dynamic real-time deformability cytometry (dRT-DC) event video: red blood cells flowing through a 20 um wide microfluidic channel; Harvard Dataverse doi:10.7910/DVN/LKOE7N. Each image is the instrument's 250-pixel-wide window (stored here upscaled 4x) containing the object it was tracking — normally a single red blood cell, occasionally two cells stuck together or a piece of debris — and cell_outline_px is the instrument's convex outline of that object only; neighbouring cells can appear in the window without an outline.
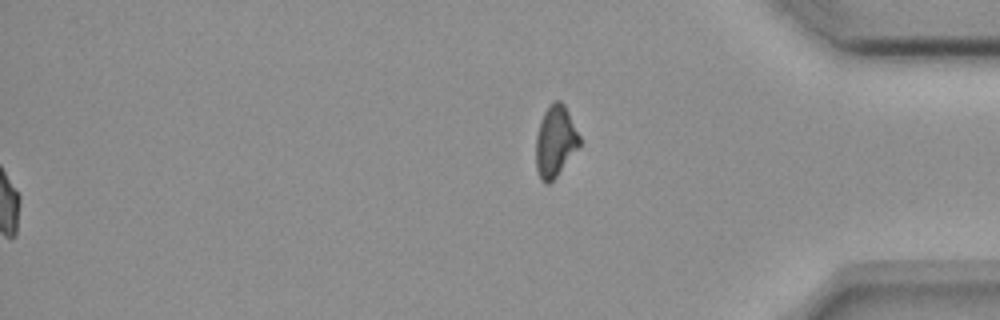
{"species": "common noctule bat (a hibernating species)", "species_latin": "Nyctalus noctula", "temperature_condition": "room temperature", "stored_images_in_passage": 43, "segment_of_instrument_passage": [2, 2], "camera_frame_rate_fps": 3000, "um_per_image_px": 0.085, "animal": {"sex": "female", "body_mass_g": 18.4}, "frame": {"image": 1, "passage_image": 43, "time_ms": 14.0, "image_size_px": [1000, 320], "cell_outline_px": [[580, 144], [556, 176], [548, 184], [544, 184], [540, 180], [536, 168], [536, 136], [540, 120], [544, 112], [552, 100], [560, 100], [564, 104], [580, 136]], "centroid_in_image_um": [47.17, 11.99], "position_along_channel_um": 388.0, "area_um2": 17.98}}